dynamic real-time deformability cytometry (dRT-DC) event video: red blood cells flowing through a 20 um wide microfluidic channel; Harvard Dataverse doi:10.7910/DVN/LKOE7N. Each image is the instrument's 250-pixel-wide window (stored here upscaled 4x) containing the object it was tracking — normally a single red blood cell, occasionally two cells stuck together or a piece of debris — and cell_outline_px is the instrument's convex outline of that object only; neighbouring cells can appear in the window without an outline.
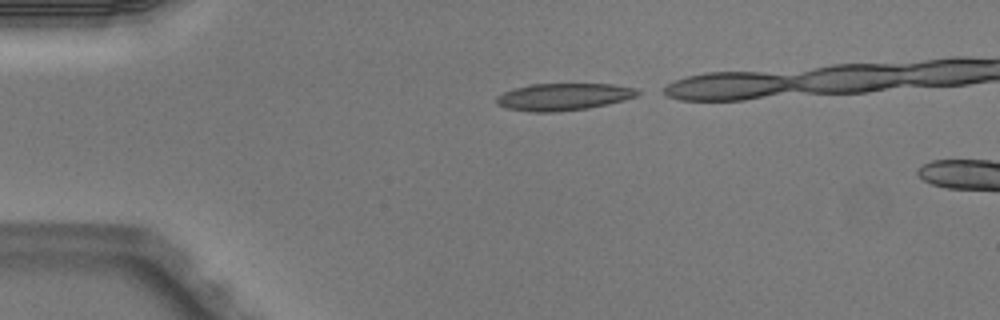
{"species": "Egyptian fruit bat (a non-hibernating species)", "species_latin": "Rousettus aegyptiacus", "temperature_condition": "warm", "stored_images_in_passage": 2, "camera_frame_rate_fps": 3000, "um_per_image_px": 0.085, "animal": {"sex": "male"}, "frame": {"image": 1, "passage_image": 1, "time_ms": 0.0, "image_size_px": [1000, 320], "cell_outline_px": [[640, 92], [636, 96], [624, 100], [608, 104], [588, 108], [556, 112], [528, 112], [504, 108], [496, 104], [496, 96], [512, 88], [528, 84], [612, 84], [636, 88]], "centroid_in_image_um": [47.84, 8.23], "position_along_channel_um": 37.2, "area_um2": 22.54}}